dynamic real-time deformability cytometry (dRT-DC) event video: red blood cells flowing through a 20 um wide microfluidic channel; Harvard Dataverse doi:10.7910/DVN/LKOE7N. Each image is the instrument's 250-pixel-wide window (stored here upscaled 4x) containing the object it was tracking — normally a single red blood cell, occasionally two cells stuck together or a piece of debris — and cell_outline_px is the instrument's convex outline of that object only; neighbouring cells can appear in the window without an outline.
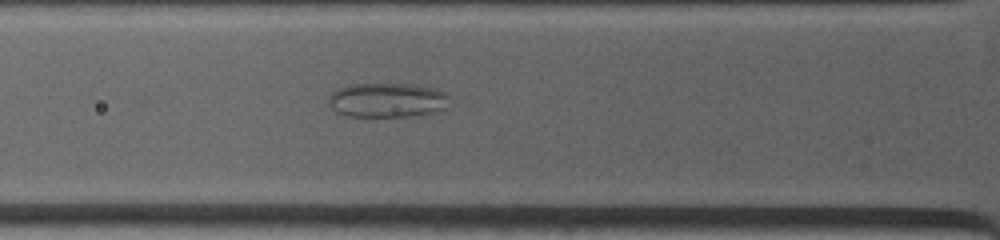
{"species": "common noctule bat (a hibernating species)", "species_latin": "Nyctalus noctula", "temperature_condition": "warm", "stored_images_in_passage": 7, "camera_frame_rate_fps": 4500, "um_per_image_px": 0.085, "animal": {"sex": "female", "body_mass_g": 19.0, "forearm_length_mm": 53.3}, "frame": {"image": 1, "passage_image": 2, "time_ms": 0.444, "image_size_px": [1000, 240], "cell_outline_px": [[448, 96], [444, 108], [432, 112], [408, 116], [348, 116], [336, 112], [328, 104], [328, 100], [332, 92], [340, 88], [352, 84], [412, 84], [436, 88], [444, 92]], "centroid_in_image_um": [32.87, 8.5], "position_along_channel_um": 92.9, "area_um2": 23.99}}
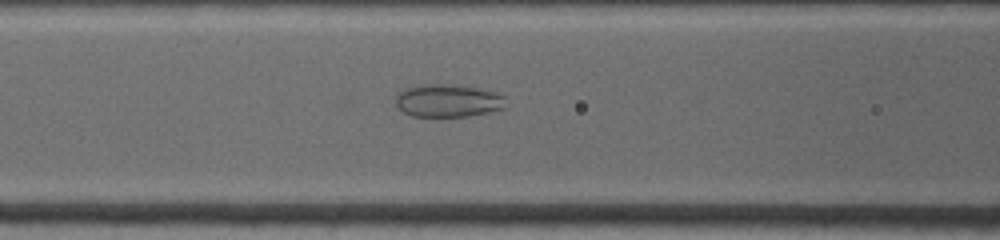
{"frame": {"image": 2, "passage_image": 4, "time_ms": 1.333, "image_size_px": [1000, 240], "cell_outline_px": [[508, 108], [468, 116], [412, 116], [404, 112], [396, 104], [396, 96], [404, 88], [416, 84], [452, 84], [480, 88], [500, 92], [504, 96]], "centroid_in_image_um": [38.13, 8.54], "position_along_channel_um": 128.5, "area_um2": 21.44}}
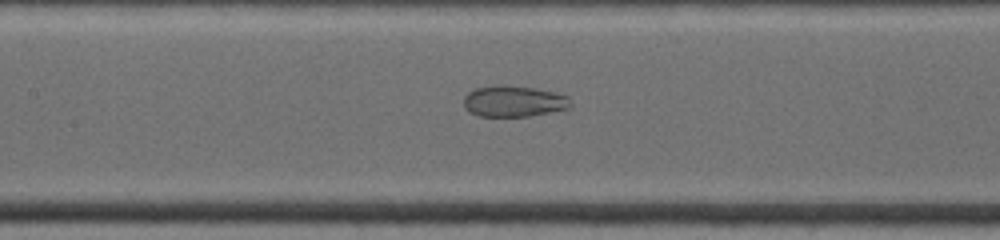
{"frame": {"image": 3, "passage_image": 6, "time_ms": 2.222, "image_size_px": [1000, 240], "cell_outline_px": [[572, 108], [528, 116], [480, 116], [468, 112], [464, 108], [464, 96], [468, 92], [476, 88], [496, 84], [504, 84], [536, 88], [556, 92], [568, 96], [572, 104]], "centroid_in_image_um": [43.67, 8.59], "position_along_channel_um": 163.7, "area_um2": 19.77}}